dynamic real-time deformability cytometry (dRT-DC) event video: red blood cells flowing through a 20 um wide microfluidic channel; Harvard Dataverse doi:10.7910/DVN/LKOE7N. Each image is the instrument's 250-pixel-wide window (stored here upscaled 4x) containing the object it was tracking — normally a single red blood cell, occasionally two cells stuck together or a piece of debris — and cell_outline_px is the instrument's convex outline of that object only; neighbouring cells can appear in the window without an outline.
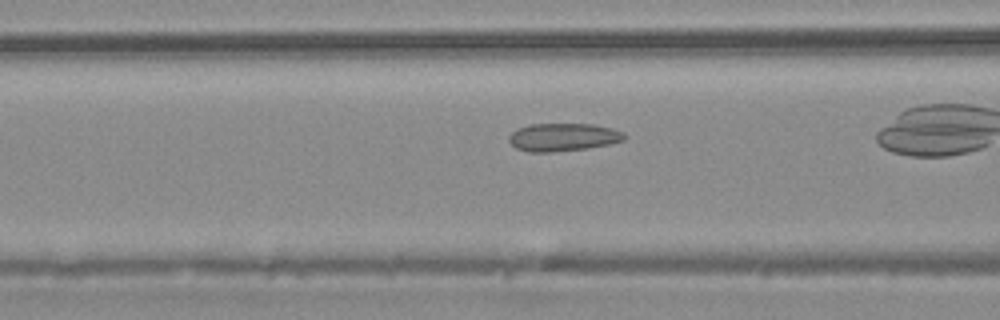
{"species": "common noctule bat (a hibernating species)", "species_latin": "Nyctalus noctula", "temperature_condition": "warm", "stored_images_in_passage": 16, "camera_frame_rate_fps": 3000, "um_per_image_px": 0.085, "animal": {"sex": "male", "body_mass_g": 20.4}, "frame": {"image": 1, "passage_image": 14, "time_ms": 4.333, "image_size_px": [1000, 320], "cell_outline_px": [[628, 136], [624, 140], [608, 144], [588, 148], [552, 152], [528, 152], [516, 148], [508, 140], [508, 136], [516, 128], [528, 124], [592, 124], [612, 128], [624, 132]], "centroid_in_image_um": [47.85, 11.65], "position_along_channel_um": 118.7, "area_um2": 18.96}}